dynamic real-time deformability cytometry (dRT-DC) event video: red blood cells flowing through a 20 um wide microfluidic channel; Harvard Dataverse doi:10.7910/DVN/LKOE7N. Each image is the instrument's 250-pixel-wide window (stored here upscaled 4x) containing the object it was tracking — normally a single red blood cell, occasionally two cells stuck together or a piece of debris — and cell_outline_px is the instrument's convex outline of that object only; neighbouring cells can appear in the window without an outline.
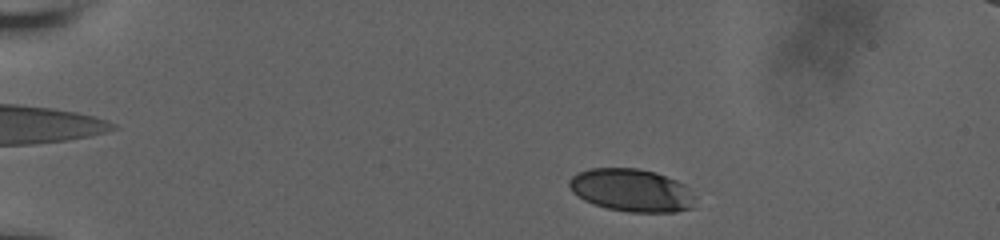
{"species": "human", "species_latin": "Homo sapiens", "temperature_condition": "room temperature", "stored_images_in_passage": 58, "camera_frame_rate_fps": 3000, "um_per_image_px": 0.085, "donor": {"sex": "male"}, "frame": {"image": 1, "passage_image": 6, "time_ms": 1.333, "image_size_px": [1000, 240], "cell_outline_px": [[696, 196], [692, 208], [676, 212], [628, 212], [608, 208], [592, 204], [584, 200], [572, 192], [568, 184], [568, 180], [572, 176], [588, 168], [636, 168], [656, 172], [676, 180], [684, 184]], "centroid_in_image_um": [53.69, 16.17], "position_along_channel_um": 31.3, "area_um2": 31.62}}
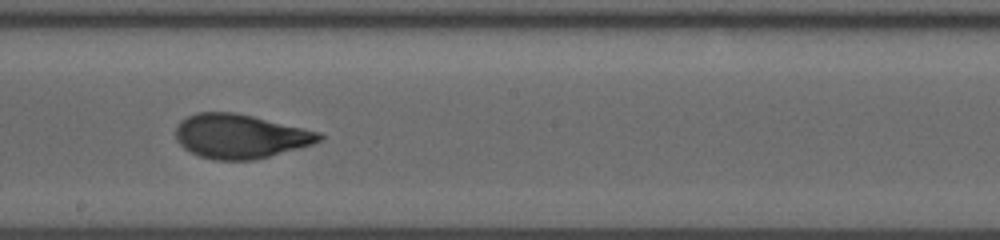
{"frame": {"image": 2, "passage_image": 38, "time_ms": 9.0, "image_size_px": [1000, 240], "cell_outline_px": [[324, 140], [312, 144], [268, 156], [252, 160], [212, 160], [200, 156], [184, 148], [176, 140], [176, 128], [180, 120], [196, 112], [236, 112], [320, 132], [324, 136]], "centroid_in_image_um": [20.4, 11.57], "position_along_channel_um": 227.8, "area_um2": 36.82}}
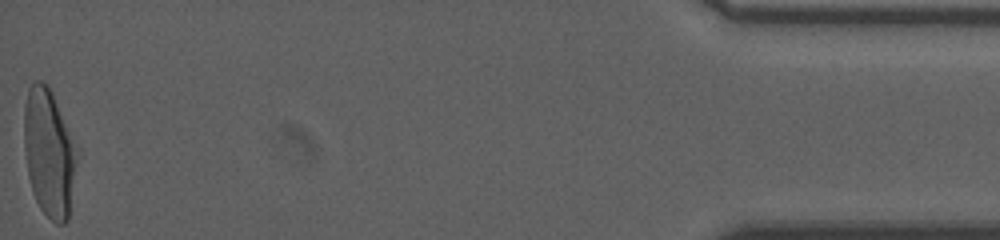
{"frame": {"image": 3, "passage_image": 58, "time_ms": 16.667, "image_size_px": [1000, 240], "cell_outline_px": [[80, 152], [68, 220], [64, 224], [56, 224], [40, 208], [32, 192], [28, 176], [24, 148], [24, 104], [28, 88], [32, 80], [40, 80], [48, 84], [80, 148]], "centroid_in_image_um": [4.21, 12.96], "position_along_channel_um": 431.0, "area_um2": 40.63}, "authors_computed_cell_mechanics": {"area_um2": 36.5585, "velocity_mm_per_s": 3.7532, "shape_relaxation_time_tau1_ms": 4.1829, "shape_relaxation_time_tau2_ms": 0.9105, "deformation_change_tau1": 0.1838, "deformation_change_tau2": 0.0655}}